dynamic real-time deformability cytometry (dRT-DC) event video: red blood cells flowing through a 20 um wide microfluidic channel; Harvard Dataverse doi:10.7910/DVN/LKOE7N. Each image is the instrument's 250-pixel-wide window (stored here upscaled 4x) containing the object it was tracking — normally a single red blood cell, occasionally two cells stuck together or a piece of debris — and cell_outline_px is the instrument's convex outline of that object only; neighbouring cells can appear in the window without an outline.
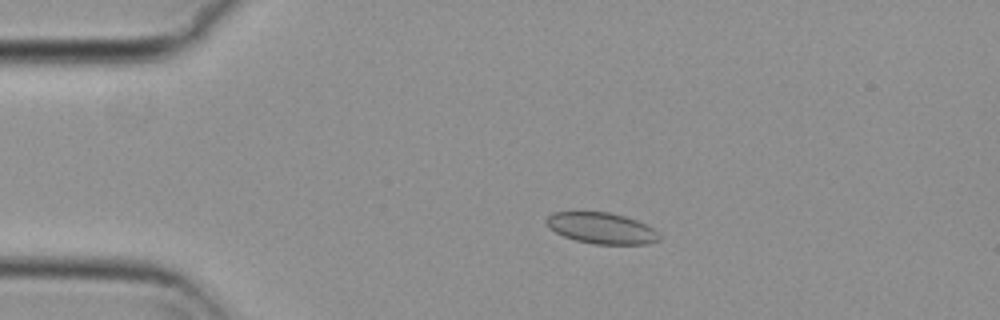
{"species": "common noctule bat (a hibernating species)", "species_latin": "Nyctalus noctula", "temperature_condition": "cold", "stored_images_in_passage": 45, "camera_frame_rate_fps": 3000, "um_per_image_px": 0.085, "animal": {"sex": "female", "body_mass_g": 29.2, "forearm_length_mm": 56.3}, "frame": {"image": 1, "passage_image": 1, "time_ms": 0.0, "image_size_px": [1000, 320], "cell_outline_px": [[660, 240], [648, 244], [596, 244], [576, 240], [564, 236], [548, 228], [544, 220], [552, 212], [608, 212], [624, 216], [636, 220], [652, 228], [660, 236]], "centroid_in_image_um": [51.1, 19.39], "position_along_channel_um": 33.9, "area_um2": 20.35}}
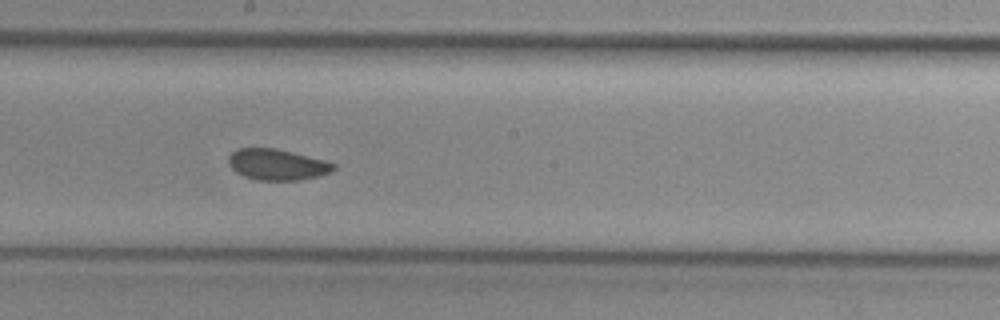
{"frame": {"image": 2, "passage_image": 20, "time_ms": 6.333, "image_size_px": [1000, 320], "cell_outline_px": [[336, 168], [332, 172], [320, 176], [296, 180], [256, 180], [244, 176], [236, 172], [228, 164], [228, 156], [236, 148], [276, 148], [324, 160], [336, 164]], "centroid_in_image_um": [23.55, 13.99], "position_along_channel_um": 224.6, "area_um2": 19.07}}
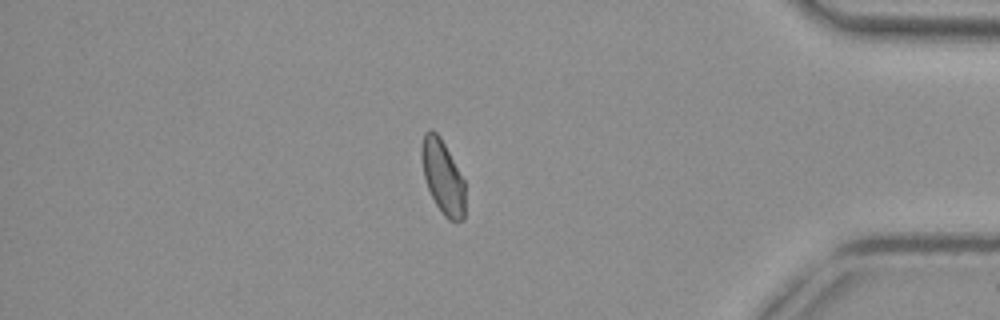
{"frame": {"image": 3, "passage_image": 37, "time_ms": 12.0, "image_size_px": [1000, 320], "cell_outline_px": [[464, 220], [448, 220], [444, 216], [436, 204], [428, 188], [424, 176], [420, 156], [420, 148], [424, 132], [432, 128], [440, 136], [464, 180]], "centroid_in_image_um": [37.6, 14.99], "position_along_channel_um": 397.6, "area_um2": 18.67}, "authors_computed_cell_mechanics": {"area_um2": 19.5942, "velocity_mm_per_s": 3.6888, "shape_relaxation_time_tau1_ms": null, "shape_relaxation_time_tau2_ms": 2.9977, "deformation_change_tau1": null, "deformation_change_tau2": 0.057}}